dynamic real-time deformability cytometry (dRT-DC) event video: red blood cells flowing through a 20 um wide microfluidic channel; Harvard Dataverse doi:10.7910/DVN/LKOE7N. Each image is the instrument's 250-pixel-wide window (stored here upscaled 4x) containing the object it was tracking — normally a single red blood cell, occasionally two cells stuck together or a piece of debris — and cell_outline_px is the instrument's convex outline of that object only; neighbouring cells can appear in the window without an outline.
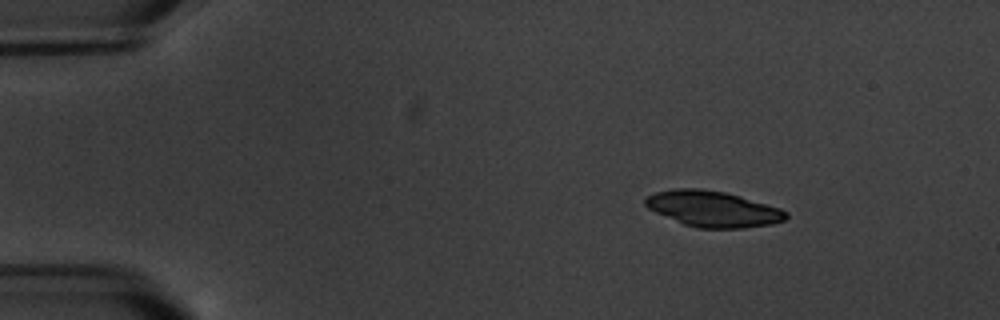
{"species": "common noctule bat (a hibernating species)", "species_latin": "Nyctalus noctula", "temperature_condition": "warm", "stored_images_in_passage": 3, "camera_frame_rate_fps": 3000, "um_per_image_px": 0.085, "animal": {"sex": "male", "body_mass_g": 20.1, "forearm_length_mm": 53.5}, "frame": {"image": 1, "passage_image": 1, "time_ms": 0.0, "image_size_px": [1000, 320], "cell_outline_px": [[788, 216], [784, 220], [772, 224], [744, 228], [696, 228], [684, 224], [656, 212], [648, 208], [644, 204], [644, 196], [656, 192], [672, 188], [700, 188], [724, 192], [740, 196], [780, 208], [788, 212]], "centroid_in_image_um": [60.58, 17.75], "position_along_channel_um": 24.4, "area_um2": 29.42}}
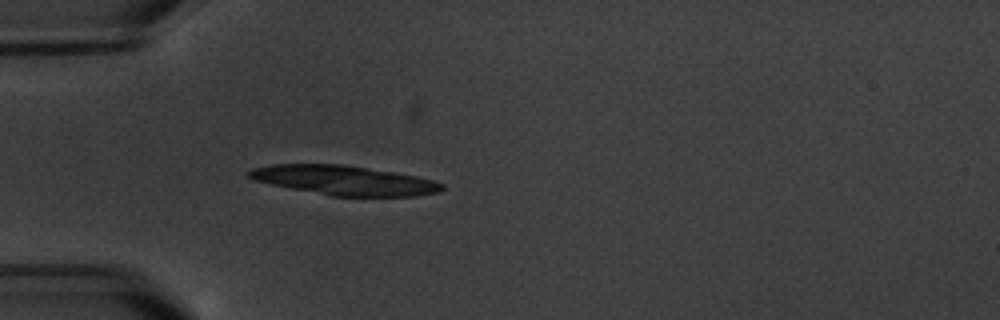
{"frame": {"image": 2, "passage_image": 3, "time_ms": 3.0, "image_size_px": [1000, 320], "cell_outline_px": [[444, 188], [440, 192], [416, 196], [332, 196], [272, 184], [256, 180], [244, 176], [244, 172], [252, 168], [272, 164], [340, 164], [392, 172], [416, 176], [432, 180], [444, 184]], "centroid_in_image_um": [29.23, 15.32], "position_along_channel_um": 55.8, "area_um2": 32.89}}